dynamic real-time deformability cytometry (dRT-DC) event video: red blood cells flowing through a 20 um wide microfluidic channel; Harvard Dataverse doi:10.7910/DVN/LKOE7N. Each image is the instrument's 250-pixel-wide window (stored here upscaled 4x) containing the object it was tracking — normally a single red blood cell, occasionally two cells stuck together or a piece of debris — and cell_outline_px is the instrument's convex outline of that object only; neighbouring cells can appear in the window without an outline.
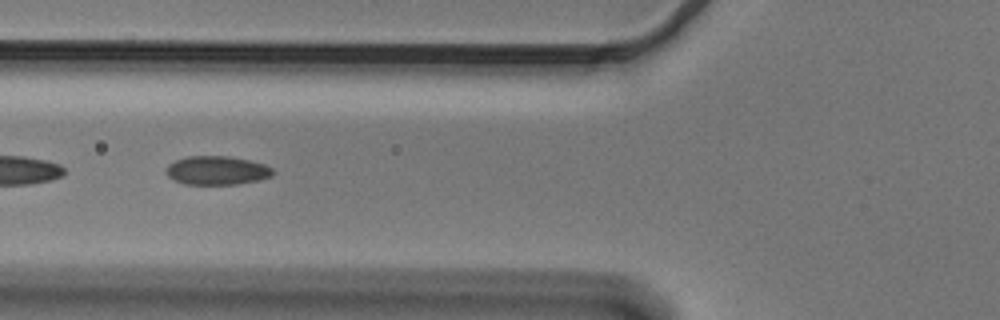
{"species": "Egyptian fruit bat (a non-hibernating species)", "species_latin": "Rousettus aegyptiacus", "temperature_condition": "cold", "stored_images_in_passage": 33, "camera_frame_rate_fps": 3000, "um_per_image_px": 0.085, "animal": {"sex": "male"}, "frame": {"image": 1, "passage_image": 15, "time_ms": 4.667, "image_size_px": [1000, 320], "cell_outline_px": [[276, 172], [272, 176], [260, 180], [236, 184], [184, 184], [172, 180], [164, 172], [168, 164], [176, 160], [188, 156], [228, 156], [248, 160], [264, 164], [272, 168]], "centroid_in_image_um": [18.43, 14.49], "position_along_channel_um": 107.4, "area_um2": 18.03}}
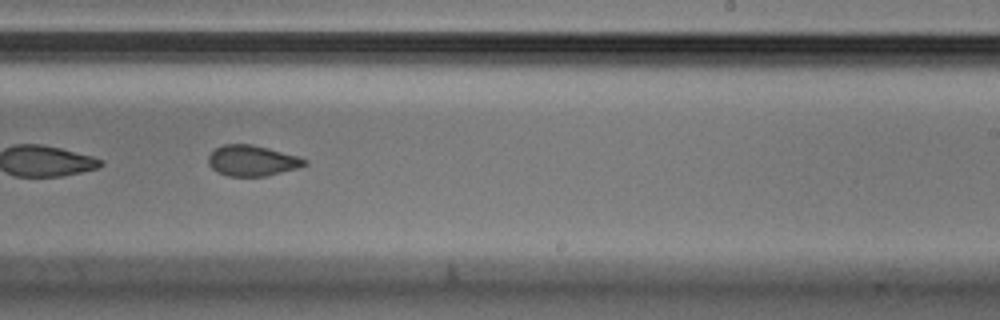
{"frame": {"image": 2, "passage_image": 28, "time_ms": 9.0, "image_size_px": [1000, 320], "cell_outline_px": [[308, 164], [296, 168], [264, 176], [228, 176], [216, 172], [208, 164], [208, 156], [216, 148], [224, 144], [252, 144], [300, 156], [308, 160]], "centroid_in_image_um": [21.43, 13.65], "position_along_channel_um": 267.6, "area_um2": 17.22}}